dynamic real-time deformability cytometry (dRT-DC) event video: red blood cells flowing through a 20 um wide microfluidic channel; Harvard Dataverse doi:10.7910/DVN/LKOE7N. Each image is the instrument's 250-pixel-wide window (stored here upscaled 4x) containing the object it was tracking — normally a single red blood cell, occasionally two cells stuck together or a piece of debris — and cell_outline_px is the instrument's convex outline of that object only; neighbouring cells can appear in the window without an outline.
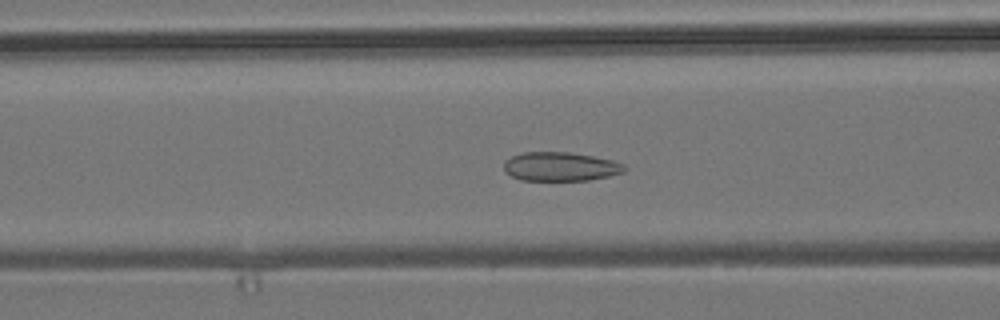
{"species": "common noctule bat (a hibernating species)", "species_latin": "Nyctalus noctula", "temperature_condition": "room temperature", "stored_images_in_passage": 54, "camera_frame_rate_fps": 3000, "um_per_image_px": 0.085, "animal": {"sex": "male", "body_mass_g": 19.2, "forearm_length_mm": 51.8}, "frame": {"image": 1, "passage_image": 22, "time_ms": 7.0, "image_size_px": [1000, 320], "cell_outline_px": [[628, 168], [624, 172], [608, 176], [588, 180], [520, 180], [504, 172], [504, 160], [512, 156], [524, 152], [568, 152], [592, 156], [612, 160], [624, 164]], "centroid_in_image_um": [47.63, 14.16], "position_along_channel_um": 119.0, "area_um2": 20.35}}
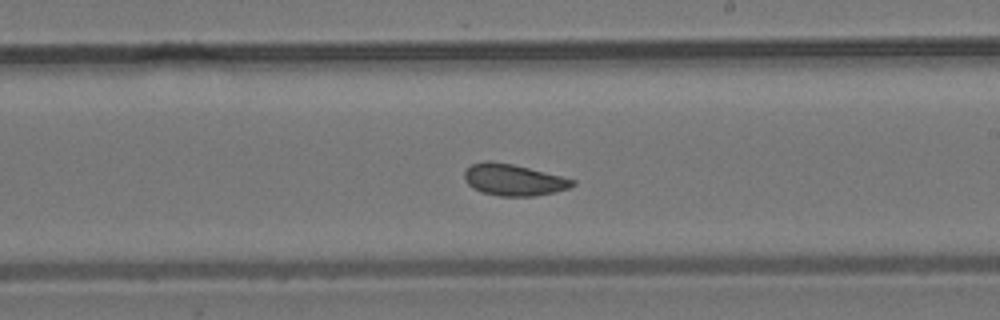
{"frame": {"image": 2, "passage_image": 32, "time_ms": 10.333, "image_size_px": [1000, 320], "cell_outline_px": [[576, 184], [568, 188], [536, 196], [500, 196], [484, 192], [472, 188], [464, 180], [464, 172], [472, 164], [484, 160], [488, 160], [512, 164], [576, 180]], "centroid_in_image_um": [43.62, 15.28], "position_along_channel_um": 245.4, "area_um2": 19.65}}
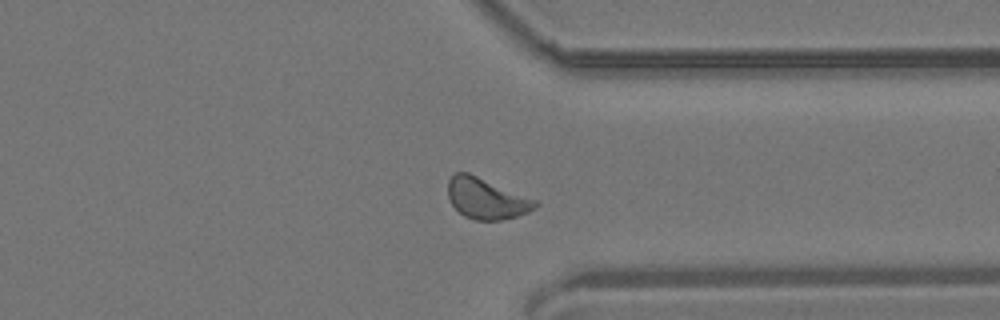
{"frame": {"image": 3, "passage_image": 42, "time_ms": 13.667, "image_size_px": [1000, 320], "cell_outline_px": [[540, 204], [536, 208], [528, 212], [516, 216], [500, 220], [476, 220], [464, 216], [452, 204], [448, 196], [448, 180], [456, 172], [468, 172], [536, 200]], "centroid_in_image_um": [41.34, 16.87], "position_along_channel_um": 370.1, "area_um2": 20.58}, "authors_computed_cell_mechanics": {"area_um2": 20.6057, "velocity_mm_per_s": 3.7907, "shape_relaxation_time_tau1_ms": 8.1903, "shape_relaxation_time_tau2_ms": 1.4577, "deformation_change_tau1": 0.0952, "deformation_change_tau2": 0.0539}}